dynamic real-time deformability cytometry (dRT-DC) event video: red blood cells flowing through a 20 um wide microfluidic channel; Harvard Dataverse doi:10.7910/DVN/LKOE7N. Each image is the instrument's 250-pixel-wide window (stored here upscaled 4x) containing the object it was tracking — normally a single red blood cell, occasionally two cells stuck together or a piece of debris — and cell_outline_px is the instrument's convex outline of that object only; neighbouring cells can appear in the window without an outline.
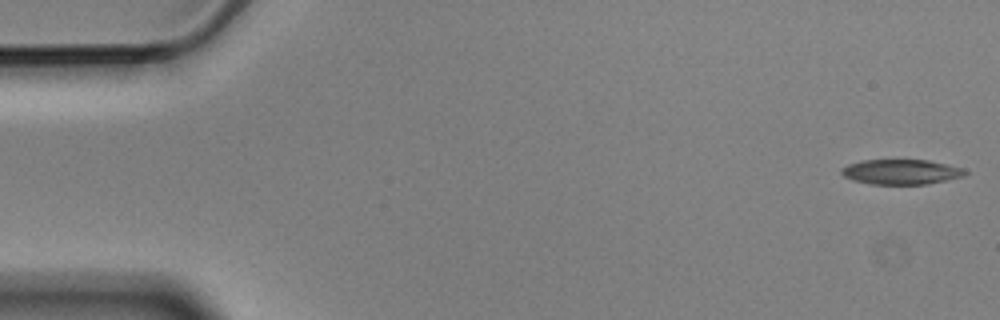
{"species": "Egyptian fruit bat (a non-hibernating species)", "species_latin": "Rousettus aegyptiacus", "temperature_condition": "cold", "stored_images_in_passage": 4, "camera_frame_rate_fps": 3000, "um_per_image_px": 0.085, "animal": {"sex": "male"}, "frame": {"image": 1, "passage_image": 1, "time_ms": 0.0, "image_size_px": [1000, 320], "cell_outline_px": [[968, 172], [964, 176], [928, 184], [868, 184], [852, 180], [844, 176], [840, 172], [840, 168], [848, 164], [860, 160], [928, 160], [964, 168]], "centroid_in_image_um": [76.57, 14.61], "position_along_channel_um": 8.4, "area_um2": 18.15}}
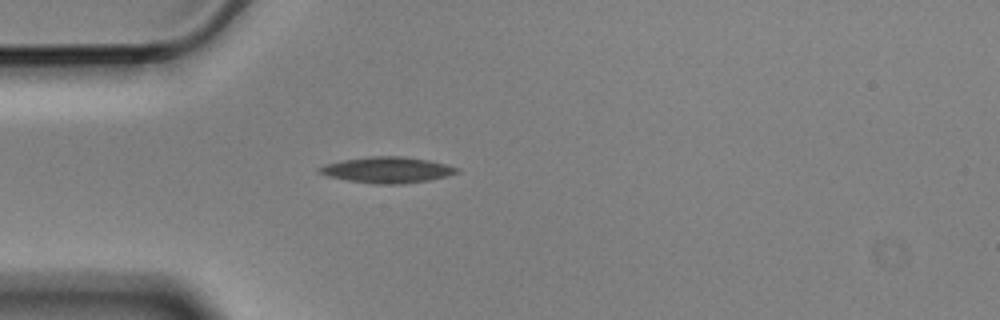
{"frame": {"image": 2, "passage_image": 4, "time_ms": 1.0, "image_size_px": [1000, 320], "cell_outline_px": [[460, 172], [448, 176], [428, 180], [404, 184], [376, 184], [348, 180], [328, 176], [316, 172], [316, 168], [324, 164], [344, 160], [372, 156], [404, 156], [428, 160], [448, 164], [460, 168]], "centroid_in_image_um": [32.94, 14.44], "position_along_channel_um": 52.1, "area_um2": 20.98}}